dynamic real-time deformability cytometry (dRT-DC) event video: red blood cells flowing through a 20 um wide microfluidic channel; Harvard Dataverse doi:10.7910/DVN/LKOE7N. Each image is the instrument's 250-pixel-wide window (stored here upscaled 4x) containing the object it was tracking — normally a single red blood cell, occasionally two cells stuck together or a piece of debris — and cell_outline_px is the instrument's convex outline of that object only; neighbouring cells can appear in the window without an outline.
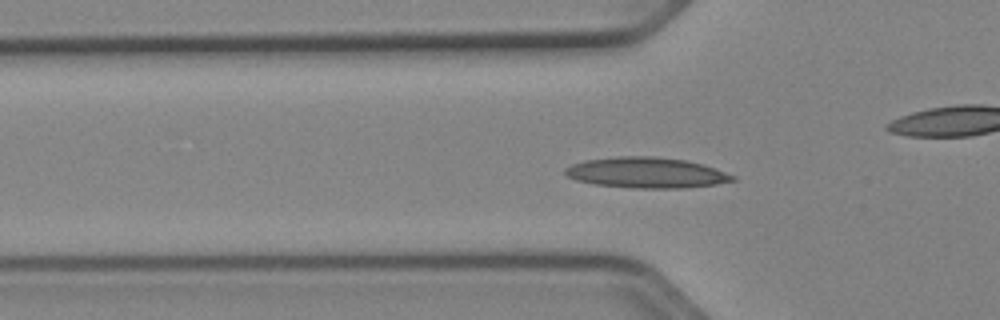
{"species": "Egyptian fruit bat (a non-hibernating species)", "species_latin": "Rousettus aegyptiacus", "temperature_condition": "cold", "stored_images_in_passage": 53, "camera_frame_rate_fps": 3000, "um_per_image_px": 0.085, "animal": {"sex": "female"}, "frame": {"image": 1, "passage_image": 17, "time_ms": 5.333, "image_size_px": [1000, 320], "cell_outline_px": [[736, 180], [716, 184], [688, 188], [632, 188], [596, 184], [576, 180], [568, 176], [564, 172], [564, 168], [572, 164], [584, 160], [620, 156], [656, 156], [684, 160], [704, 164], [736, 176]], "centroid_in_image_um": [54.96, 14.68], "position_along_channel_um": 70.8, "area_um2": 30.0}}
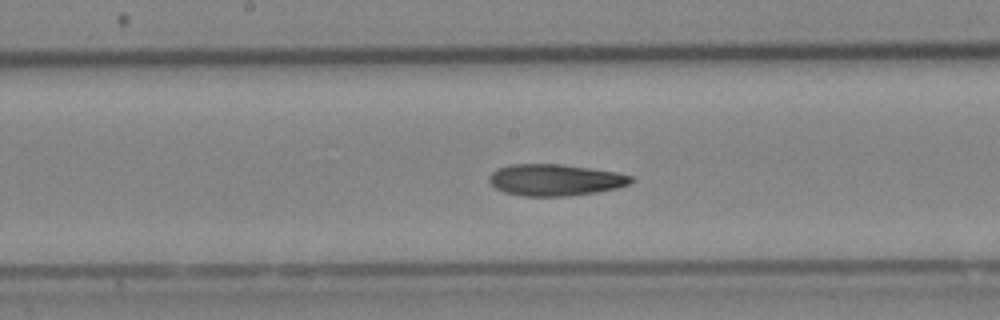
{"frame": {"image": 2, "passage_image": 27, "time_ms": 8.667, "image_size_px": [1000, 320], "cell_outline_px": [[632, 184], [616, 188], [596, 192], [568, 196], [524, 196], [504, 192], [496, 188], [488, 180], [492, 172], [496, 168], [508, 164], [560, 164], [616, 172], [632, 176]], "centroid_in_image_um": [47.17, 15.29], "position_along_channel_um": 201.0, "area_um2": 26.07}}
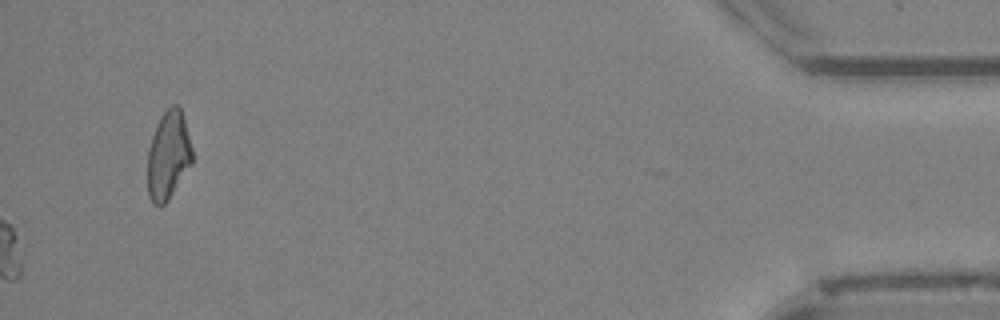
{"frame": {"image": 3, "passage_image": 53, "time_ms": 17.333, "image_size_px": [1000, 320], "cell_outline_px": [[192, 164], [168, 200], [160, 208], [152, 204], [148, 196], [148, 148], [156, 124], [160, 116], [172, 104], [180, 104], [192, 148]], "centroid_in_image_um": [14.3, 13.21], "position_along_channel_um": 420.9, "area_um2": 23.24}, "authors_computed_cell_mechanics": {"area_um2": 26.0678, "velocity_mm_per_s": 3.9212, "shape_relaxation_time_tau1_ms": 8.2783, "shape_relaxation_time_tau2_ms": 8.1084, "deformation_change_tau1": 0.1991, "deformation_change_tau2": 0.1597}}